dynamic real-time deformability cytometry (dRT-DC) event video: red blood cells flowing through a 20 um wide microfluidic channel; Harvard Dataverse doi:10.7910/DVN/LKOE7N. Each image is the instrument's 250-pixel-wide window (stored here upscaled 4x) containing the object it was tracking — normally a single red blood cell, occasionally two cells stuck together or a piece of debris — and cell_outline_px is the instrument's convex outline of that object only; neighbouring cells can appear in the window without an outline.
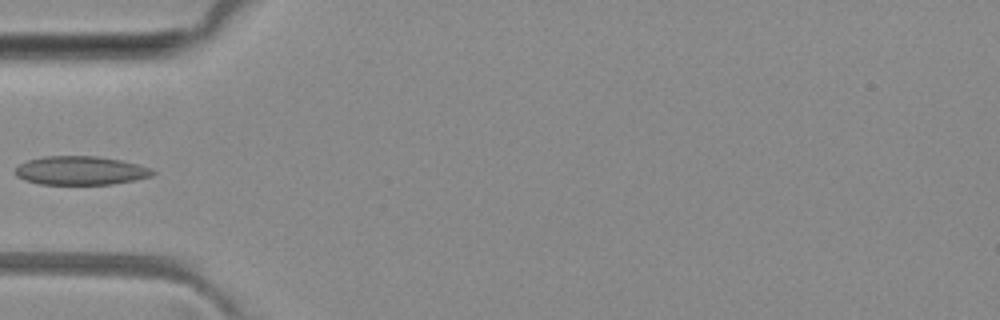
{"species": "common noctule bat (a hibernating species)", "species_latin": "Nyctalus noctula", "temperature_condition": "room temperature", "stored_images_in_passage": 4, "camera_frame_rate_fps": 3000, "um_per_image_px": 0.085, "animal": {"sex": "female", "body_mass_g": 29.2, "forearm_length_mm": 56.3}, "frame": {"image": 1, "passage_image": 3, "time_ms": 3.667, "image_size_px": [1000, 320], "cell_outline_px": [[156, 172], [152, 176], [136, 180], [112, 184], [40, 184], [24, 180], [16, 176], [16, 168], [20, 164], [28, 160], [44, 156], [96, 156], [120, 160], [152, 168]], "centroid_in_image_um": [6.87, 14.5], "position_along_channel_um": 78.1, "area_um2": 22.95}}
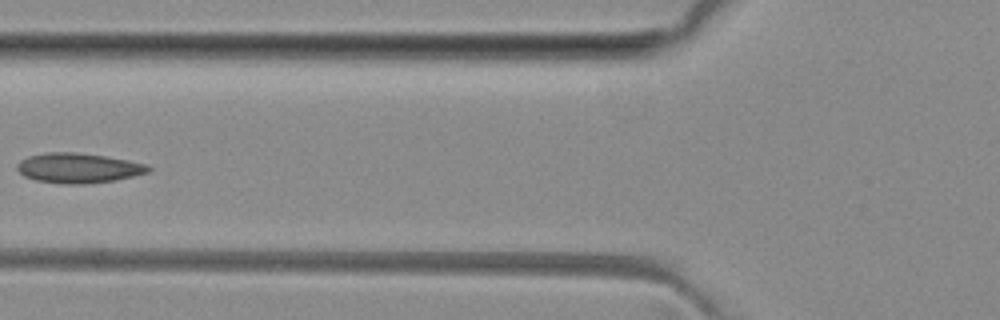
{"frame": {"image": 2, "passage_image": 4, "time_ms": 4.667, "image_size_px": [1000, 320], "cell_outline_px": [[152, 168], [148, 172], [116, 180], [84, 184], [64, 184], [36, 180], [24, 176], [16, 168], [16, 164], [20, 160], [28, 156], [48, 152], [76, 152], [104, 156], [128, 160], [148, 164]], "centroid_in_image_um": [6.65, 14.28], "position_along_channel_um": 119.1, "area_um2": 22.89}}